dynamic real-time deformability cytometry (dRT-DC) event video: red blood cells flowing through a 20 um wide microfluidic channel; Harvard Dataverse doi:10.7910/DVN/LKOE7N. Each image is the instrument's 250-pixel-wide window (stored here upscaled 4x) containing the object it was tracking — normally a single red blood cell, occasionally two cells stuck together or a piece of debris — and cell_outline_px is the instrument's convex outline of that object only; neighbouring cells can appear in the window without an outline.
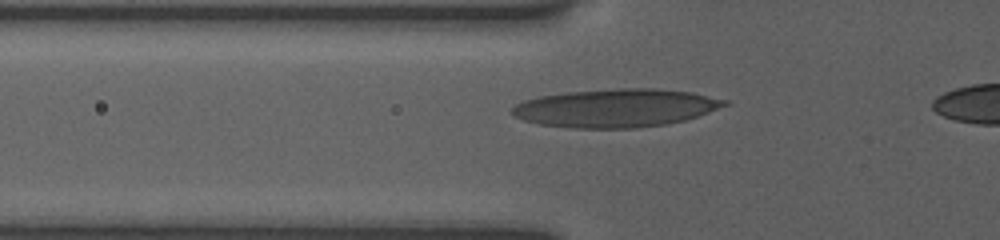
{"species": "human", "species_latin": "Homo sapiens", "temperature_condition": "room temperature", "stored_images_in_passage": 43, "camera_frame_rate_fps": 3000, "um_per_image_px": 0.085, "donor": {"sex": "female"}, "frame": {"image": 1, "passage_image": 14, "time_ms": 4.333, "image_size_px": [1000, 240], "cell_outline_px": [[732, 104], [684, 120], [664, 124], [636, 128], [576, 128], [540, 124], [524, 120], [516, 116], [512, 112], [512, 108], [516, 104], [524, 100], [540, 96], [568, 92], [620, 88], [656, 88], [692, 92], [728, 100]], "centroid_in_image_um": [52.39, 9.17], "position_along_channel_um": 73.4, "area_um2": 47.11}}
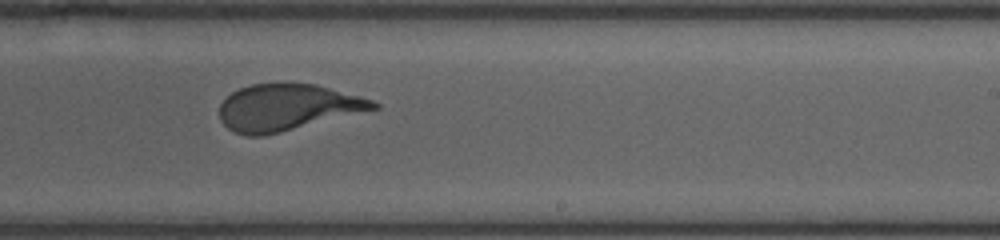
{"frame": {"image": 2, "passage_image": 29, "time_ms": 9.333, "image_size_px": [1000, 240], "cell_outline_px": [[380, 108], [280, 132], [260, 136], [248, 136], [236, 132], [228, 128], [220, 120], [220, 104], [232, 92], [240, 88], [252, 84], [316, 84], [372, 100], [380, 104]], "centroid_in_image_um": [24.41, 9.13], "position_along_channel_um": 264.6, "area_um2": 41.04}}
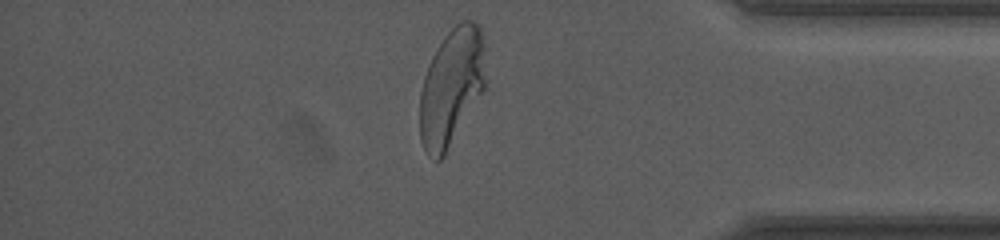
{"frame": {"image": 3, "passage_image": 41, "time_ms": 13.333, "image_size_px": [1000, 240], "cell_outline_px": [[484, 88], [444, 156], [440, 160], [436, 160], [428, 156], [420, 140], [420, 92], [424, 76], [428, 64], [436, 48], [444, 36], [460, 20], [472, 20], [480, 28], [484, 44]], "centroid_in_image_um": [38.34, 7.38], "position_along_channel_um": 396.9, "area_um2": 44.62}}